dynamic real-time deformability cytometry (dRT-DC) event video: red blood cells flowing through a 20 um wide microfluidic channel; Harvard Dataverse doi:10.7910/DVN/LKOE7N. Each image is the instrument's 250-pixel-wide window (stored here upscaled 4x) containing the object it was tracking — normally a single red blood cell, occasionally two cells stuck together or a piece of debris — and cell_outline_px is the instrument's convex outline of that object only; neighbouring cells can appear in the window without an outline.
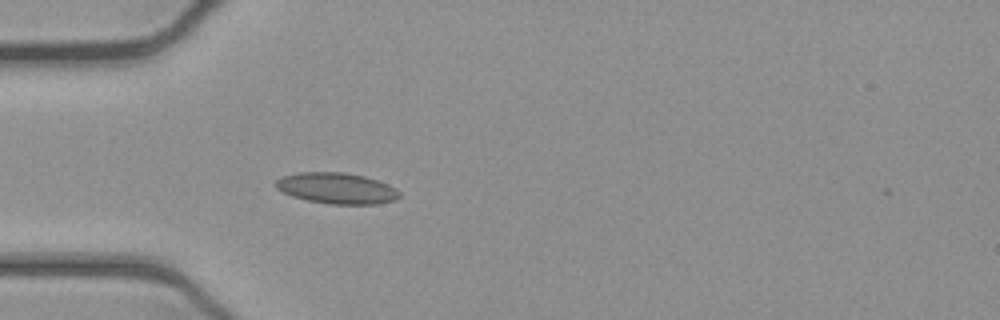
{"species": "common noctule bat (a hibernating species)", "species_latin": "Nyctalus noctula", "temperature_condition": "cold", "stored_images_in_passage": 38, "camera_frame_rate_fps": 3000, "um_per_image_px": 0.085, "animal": {"sex": "female", "body_mass_g": 21.9}, "frame": {"image": 1, "passage_image": 1, "time_ms": 0.0, "image_size_px": [1000, 320], "cell_outline_px": [[400, 196], [396, 200], [376, 204], [328, 204], [308, 200], [292, 196], [276, 188], [272, 184], [276, 180], [284, 176], [300, 172], [344, 172], [364, 176], [388, 184], [396, 188], [400, 192]], "centroid_in_image_um": [28.63, 16.0], "position_along_channel_um": 56.4, "area_um2": 22.37}}
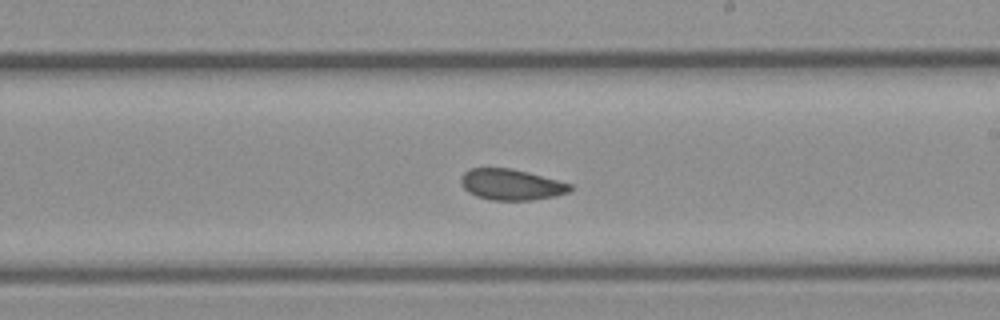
{"frame": {"image": 2, "passage_image": 16, "time_ms": 5.0, "image_size_px": [1000, 320], "cell_outline_px": [[572, 188], [568, 192], [556, 196], [532, 200], [492, 200], [476, 196], [468, 192], [460, 184], [460, 176], [468, 168], [512, 168], [528, 172], [572, 184]], "centroid_in_image_um": [43.42, 15.68], "position_along_channel_um": 245.6, "area_um2": 19.83}}
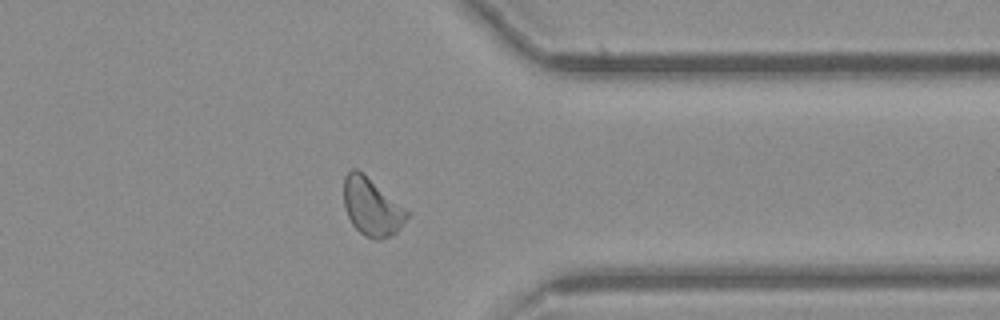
{"frame": {"image": 3, "passage_image": 27, "time_ms": 8.667, "image_size_px": [1000, 320], "cell_outline_px": [[408, 216], [400, 228], [392, 236], [380, 240], [376, 240], [364, 236], [352, 224], [344, 208], [344, 176], [352, 168], [356, 168], [408, 212]], "centroid_in_image_um": [31.56, 17.63], "position_along_channel_um": 379.8, "area_um2": 20.69}, "authors_computed_cell_mechanics": {"area_um2": 20.4901, "velocity_mm_per_s": 3.8744, "shape_relaxation_time_tau1_ms": null, "shape_relaxation_time_tau2_ms": 2.4122, "deformation_change_tau1": null, "deformation_change_tau2": 0.0732}}